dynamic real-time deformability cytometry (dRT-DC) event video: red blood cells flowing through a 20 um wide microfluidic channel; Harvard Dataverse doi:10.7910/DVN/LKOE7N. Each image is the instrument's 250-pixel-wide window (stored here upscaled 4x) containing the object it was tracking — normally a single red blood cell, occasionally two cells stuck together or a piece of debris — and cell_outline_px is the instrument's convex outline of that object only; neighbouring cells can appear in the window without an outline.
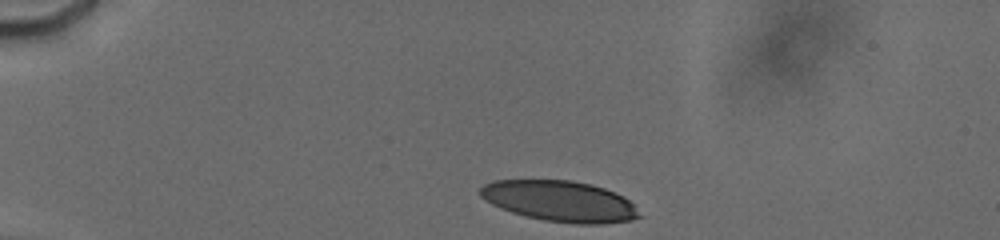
{"species": "human", "species_latin": "Homo sapiens", "temperature_condition": "cold", "stored_images_in_passage": 32, "camera_frame_rate_fps": 3000, "um_per_image_px": 0.085, "donor": {"sex": "male"}, "frame": {"image": 1, "passage_image": 1, "time_ms": 0.0, "image_size_px": [1000, 240], "cell_outline_px": [[644, 216], [632, 220], [600, 224], [576, 224], [544, 220], [512, 212], [500, 208], [484, 200], [480, 196], [480, 188], [484, 184], [492, 180], [572, 180], [592, 184], [604, 188], [624, 196]], "centroid_in_image_um": [47.6, 17.09], "position_along_channel_um": 37.4, "area_um2": 37.97}}
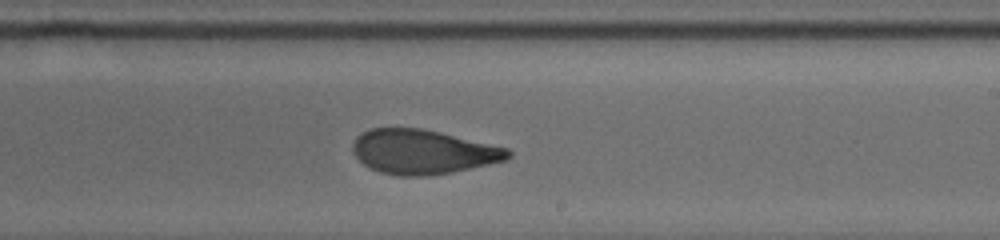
{"frame": {"image": 2, "passage_image": 21, "time_ms": 7.333, "image_size_px": [1000, 240], "cell_outline_px": [[512, 156], [504, 160], [488, 164], [452, 172], [428, 176], [400, 176], [380, 172], [364, 164], [356, 156], [352, 148], [352, 144], [356, 136], [368, 128], [420, 128], [440, 132], [508, 148], [512, 152]], "centroid_in_image_um": [35.93, 12.9], "position_along_channel_um": 253.1, "area_um2": 40.06}}
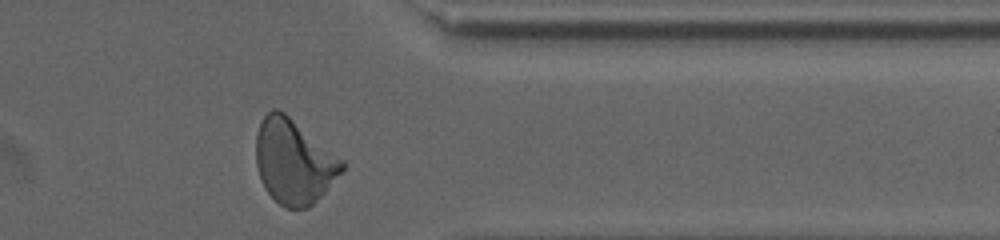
{"frame": {"image": 3, "passage_image": 32, "time_ms": 11.0, "image_size_px": [1000, 240], "cell_outline_px": [[344, 168], [324, 192], [308, 208], [284, 208], [264, 188], [256, 164], [256, 132], [260, 120], [272, 108], [276, 108], [284, 112], [344, 160]], "centroid_in_image_um": [24.94, 13.71], "position_along_channel_um": 386.5, "area_um2": 42.02}, "authors_computed_cell_mechanics": {"area_um2": 40.6334, "velocity_mm_per_s": 3.7916, "shape_relaxation_time_tau1_ms": 7.0029, "shape_relaxation_time_tau2_ms": 1.777, "deformation_change_tau1": 0.1984, "deformation_change_tau2": 0.0964}}